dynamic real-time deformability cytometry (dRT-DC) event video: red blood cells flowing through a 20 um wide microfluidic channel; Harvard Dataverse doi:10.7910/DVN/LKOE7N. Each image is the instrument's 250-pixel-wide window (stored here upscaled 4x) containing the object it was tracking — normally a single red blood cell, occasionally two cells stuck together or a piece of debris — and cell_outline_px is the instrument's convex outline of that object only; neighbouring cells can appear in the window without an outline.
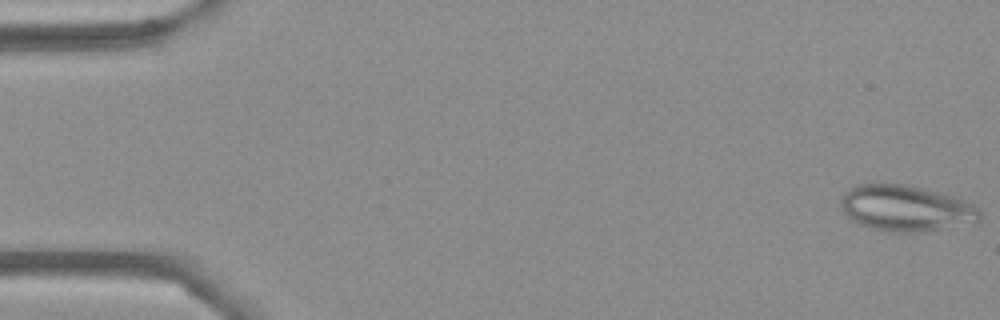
{"species": "Egyptian fruit bat (a non-hibernating species)", "species_latin": "Rousettus aegyptiacus", "temperature_condition": "cold", "stored_images_in_passage": 54, "camera_frame_rate_fps": 3000, "um_per_image_px": 0.085, "frame": {"image": 1, "passage_image": 1, "time_ms": 0.0, "image_size_px": [1000, 320], "cell_outline_px": [[980, 220], [920, 232], [892, 232], [872, 228], [860, 224], [852, 220], [840, 208], [840, 196], [844, 192], [856, 184], [872, 180], [876, 180], [904, 184], [924, 188], [964, 200], [972, 204], [980, 212]], "centroid_in_image_um": [76.87, 17.64], "position_along_channel_um": 8.1, "area_um2": 37.51}}
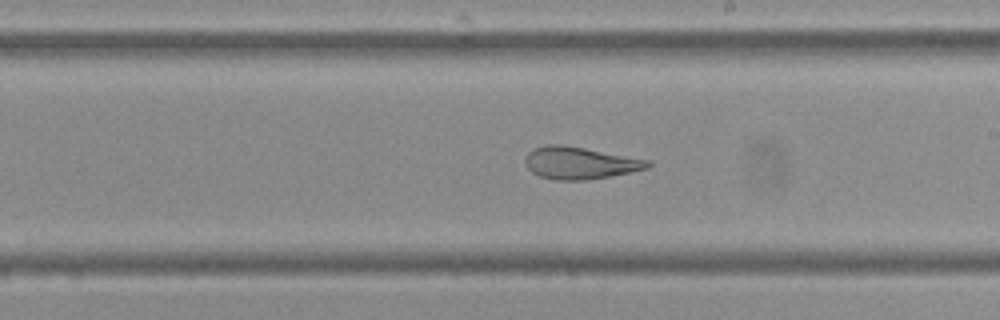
{"frame": {"image": 2, "passage_image": 31, "time_ms": 10.0, "image_size_px": [1000, 320], "cell_outline_px": [[652, 164], [648, 168], [612, 176], [584, 180], [556, 180], [540, 176], [532, 172], [524, 164], [524, 160], [528, 152], [532, 148], [548, 144], [564, 144], [652, 160]], "centroid_in_image_um": [49.3, 13.84], "position_along_channel_um": 239.7, "area_um2": 23.29}}
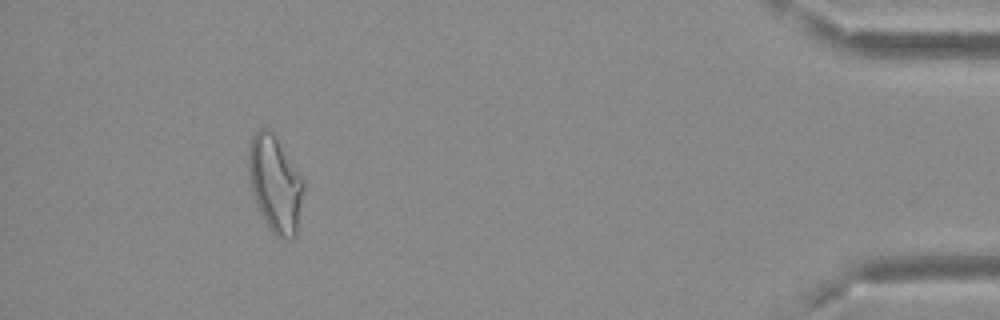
{"frame": {"image": 3, "passage_image": 50, "time_ms": 16.333, "image_size_px": [1000, 320], "cell_outline_px": [[304, 188], [296, 236], [288, 240], [284, 240], [276, 236], [272, 232], [264, 220], [260, 212], [252, 192], [248, 176], [248, 148], [252, 136], [260, 128], [268, 128], [272, 132], [304, 180]], "centroid_in_image_um": [23.38, 15.66], "position_along_channel_um": 411.8, "area_um2": 30.81}, "authors_computed_cell_mechanics": {"area_um2": 28.4954, "velocity_mm_per_s": 3.6867, "shape_relaxation_time_tau1_ms": null, "shape_relaxation_time_tau2_ms": 1.5876, "deformation_change_tau1": null, "deformation_change_tau2": 0.0929}}